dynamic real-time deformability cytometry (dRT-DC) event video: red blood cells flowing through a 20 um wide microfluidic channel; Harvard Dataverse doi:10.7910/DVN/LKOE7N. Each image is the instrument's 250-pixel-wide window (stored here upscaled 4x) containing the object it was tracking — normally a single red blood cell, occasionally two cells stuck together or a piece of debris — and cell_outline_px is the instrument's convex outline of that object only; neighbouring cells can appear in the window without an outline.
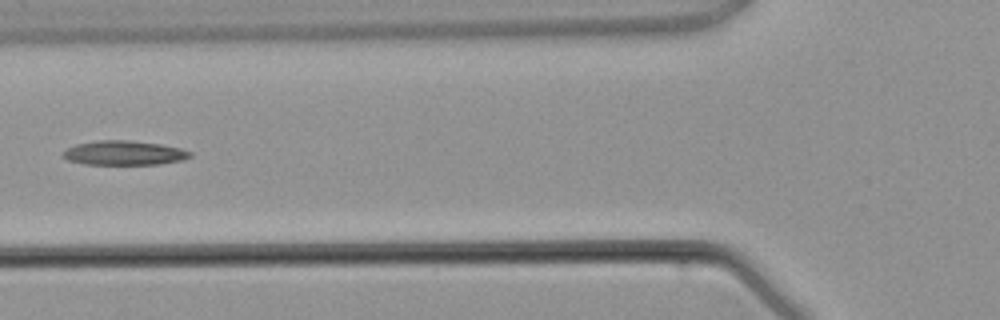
{"species": "common noctule bat (a hibernating species)", "species_latin": "Nyctalus noctula", "temperature_condition": "warm", "stored_images_in_passage": 3, "camera_frame_rate_fps": 3000, "um_per_image_px": 0.085, "animal": {"sex": "male", "body_mass_g": 21.5, "forearm_length_mm": 52.0}, "frame": {"image": 1, "passage_image": 3, "time_ms": 2.667, "image_size_px": [1000, 320], "cell_outline_px": [[192, 156], [184, 160], [160, 164], [84, 164], [68, 160], [60, 156], [60, 152], [76, 144], [100, 140], [128, 140], [160, 144], [180, 148], [192, 152]], "centroid_in_image_um": [10.53, 13.0], "position_along_channel_um": 115.3, "area_um2": 18.15}}